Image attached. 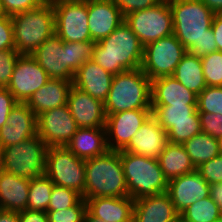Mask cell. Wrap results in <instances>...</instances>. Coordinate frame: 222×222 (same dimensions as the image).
Masks as SVG:
<instances>
[{"label":"cell","instance_id":"obj_28","mask_svg":"<svg viewBox=\"0 0 222 222\" xmlns=\"http://www.w3.org/2000/svg\"><path fill=\"white\" fill-rule=\"evenodd\" d=\"M66 147L83 160L103 155L109 150L106 128H78Z\"/></svg>","mask_w":222,"mask_h":222},{"label":"cell","instance_id":"obj_37","mask_svg":"<svg viewBox=\"0 0 222 222\" xmlns=\"http://www.w3.org/2000/svg\"><path fill=\"white\" fill-rule=\"evenodd\" d=\"M48 222H87L86 200L81 198L74 206L55 211H47Z\"/></svg>","mask_w":222,"mask_h":222},{"label":"cell","instance_id":"obj_15","mask_svg":"<svg viewBox=\"0 0 222 222\" xmlns=\"http://www.w3.org/2000/svg\"><path fill=\"white\" fill-rule=\"evenodd\" d=\"M151 115L152 110L139 109L107 115L105 128L108 149L112 151L124 150Z\"/></svg>","mask_w":222,"mask_h":222},{"label":"cell","instance_id":"obj_36","mask_svg":"<svg viewBox=\"0 0 222 222\" xmlns=\"http://www.w3.org/2000/svg\"><path fill=\"white\" fill-rule=\"evenodd\" d=\"M198 113L222 115V86H207L197 99Z\"/></svg>","mask_w":222,"mask_h":222},{"label":"cell","instance_id":"obj_13","mask_svg":"<svg viewBox=\"0 0 222 222\" xmlns=\"http://www.w3.org/2000/svg\"><path fill=\"white\" fill-rule=\"evenodd\" d=\"M77 129L68 105L44 111L37 116V134L48 147L66 146Z\"/></svg>","mask_w":222,"mask_h":222},{"label":"cell","instance_id":"obj_40","mask_svg":"<svg viewBox=\"0 0 222 222\" xmlns=\"http://www.w3.org/2000/svg\"><path fill=\"white\" fill-rule=\"evenodd\" d=\"M196 170L209 185L222 183V155L201 164Z\"/></svg>","mask_w":222,"mask_h":222},{"label":"cell","instance_id":"obj_55","mask_svg":"<svg viewBox=\"0 0 222 222\" xmlns=\"http://www.w3.org/2000/svg\"><path fill=\"white\" fill-rule=\"evenodd\" d=\"M65 1H78V0H55V3L65 2Z\"/></svg>","mask_w":222,"mask_h":222},{"label":"cell","instance_id":"obj_12","mask_svg":"<svg viewBox=\"0 0 222 222\" xmlns=\"http://www.w3.org/2000/svg\"><path fill=\"white\" fill-rule=\"evenodd\" d=\"M55 33L66 42L91 41L88 0L65 1L53 5Z\"/></svg>","mask_w":222,"mask_h":222},{"label":"cell","instance_id":"obj_39","mask_svg":"<svg viewBox=\"0 0 222 222\" xmlns=\"http://www.w3.org/2000/svg\"><path fill=\"white\" fill-rule=\"evenodd\" d=\"M19 54L16 50L0 51V87L9 85Z\"/></svg>","mask_w":222,"mask_h":222},{"label":"cell","instance_id":"obj_53","mask_svg":"<svg viewBox=\"0 0 222 222\" xmlns=\"http://www.w3.org/2000/svg\"><path fill=\"white\" fill-rule=\"evenodd\" d=\"M217 141H218V146H219L220 155H222V136L219 137V138L217 139Z\"/></svg>","mask_w":222,"mask_h":222},{"label":"cell","instance_id":"obj_51","mask_svg":"<svg viewBox=\"0 0 222 222\" xmlns=\"http://www.w3.org/2000/svg\"><path fill=\"white\" fill-rule=\"evenodd\" d=\"M42 5H54L55 0H38Z\"/></svg>","mask_w":222,"mask_h":222},{"label":"cell","instance_id":"obj_2","mask_svg":"<svg viewBox=\"0 0 222 222\" xmlns=\"http://www.w3.org/2000/svg\"><path fill=\"white\" fill-rule=\"evenodd\" d=\"M144 46L124 21L108 37L96 42L92 60L113 75L141 68Z\"/></svg>","mask_w":222,"mask_h":222},{"label":"cell","instance_id":"obj_54","mask_svg":"<svg viewBox=\"0 0 222 222\" xmlns=\"http://www.w3.org/2000/svg\"><path fill=\"white\" fill-rule=\"evenodd\" d=\"M5 16V13L2 9V6H1V2H0V18L4 17Z\"/></svg>","mask_w":222,"mask_h":222},{"label":"cell","instance_id":"obj_14","mask_svg":"<svg viewBox=\"0 0 222 222\" xmlns=\"http://www.w3.org/2000/svg\"><path fill=\"white\" fill-rule=\"evenodd\" d=\"M50 80L46 71L31 56L21 54L15 64L7 89L17 102L26 103L34 92Z\"/></svg>","mask_w":222,"mask_h":222},{"label":"cell","instance_id":"obj_49","mask_svg":"<svg viewBox=\"0 0 222 222\" xmlns=\"http://www.w3.org/2000/svg\"><path fill=\"white\" fill-rule=\"evenodd\" d=\"M202 1L212 12L222 13V0H200Z\"/></svg>","mask_w":222,"mask_h":222},{"label":"cell","instance_id":"obj_4","mask_svg":"<svg viewBox=\"0 0 222 222\" xmlns=\"http://www.w3.org/2000/svg\"><path fill=\"white\" fill-rule=\"evenodd\" d=\"M106 116L133 109H151V80L141 68L114 75L107 99Z\"/></svg>","mask_w":222,"mask_h":222},{"label":"cell","instance_id":"obj_20","mask_svg":"<svg viewBox=\"0 0 222 222\" xmlns=\"http://www.w3.org/2000/svg\"><path fill=\"white\" fill-rule=\"evenodd\" d=\"M87 222H133L134 200L129 197L86 199Z\"/></svg>","mask_w":222,"mask_h":222},{"label":"cell","instance_id":"obj_5","mask_svg":"<svg viewBox=\"0 0 222 222\" xmlns=\"http://www.w3.org/2000/svg\"><path fill=\"white\" fill-rule=\"evenodd\" d=\"M127 184L128 196L136 200L167 192L168 180L157 159L118 151Z\"/></svg>","mask_w":222,"mask_h":222},{"label":"cell","instance_id":"obj_32","mask_svg":"<svg viewBox=\"0 0 222 222\" xmlns=\"http://www.w3.org/2000/svg\"><path fill=\"white\" fill-rule=\"evenodd\" d=\"M53 186V182L45 174L31 179L27 209L47 212Z\"/></svg>","mask_w":222,"mask_h":222},{"label":"cell","instance_id":"obj_38","mask_svg":"<svg viewBox=\"0 0 222 222\" xmlns=\"http://www.w3.org/2000/svg\"><path fill=\"white\" fill-rule=\"evenodd\" d=\"M82 196L75 190L54 185L47 211L67 209L74 206Z\"/></svg>","mask_w":222,"mask_h":222},{"label":"cell","instance_id":"obj_22","mask_svg":"<svg viewBox=\"0 0 222 222\" xmlns=\"http://www.w3.org/2000/svg\"><path fill=\"white\" fill-rule=\"evenodd\" d=\"M168 143L167 132L151 115L123 151L158 159Z\"/></svg>","mask_w":222,"mask_h":222},{"label":"cell","instance_id":"obj_8","mask_svg":"<svg viewBox=\"0 0 222 222\" xmlns=\"http://www.w3.org/2000/svg\"><path fill=\"white\" fill-rule=\"evenodd\" d=\"M44 174L54 185L73 189L85 199V160L66 146L48 147Z\"/></svg>","mask_w":222,"mask_h":222},{"label":"cell","instance_id":"obj_42","mask_svg":"<svg viewBox=\"0 0 222 222\" xmlns=\"http://www.w3.org/2000/svg\"><path fill=\"white\" fill-rule=\"evenodd\" d=\"M0 2L7 16L29 11L42 5L38 0H0Z\"/></svg>","mask_w":222,"mask_h":222},{"label":"cell","instance_id":"obj_17","mask_svg":"<svg viewBox=\"0 0 222 222\" xmlns=\"http://www.w3.org/2000/svg\"><path fill=\"white\" fill-rule=\"evenodd\" d=\"M31 56L46 71L50 79H63L73 82L74 77L68 72L66 41L54 33Z\"/></svg>","mask_w":222,"mask_h":222},{"label":"cell","instance_id":"obj_9","mask_svg":"<svg viewBox=\"0 0 222 222\" xmlns=\"http://www.w3.org/2000/svg\"><path fill=\"white\" fill-rule=\"evenodd\" d=\"M152 116L167 132L169 143L183 144L202 132L197 105L151 106Z\"/></svg>","mask_w":222,"mask_h":222},{"label":"cell","instance_id":"obj_11","mask_svg":"<svg viewBox=\"0 0 222 222\" xmlns=\"http://www.w3.org/2000/svg\"><path fill=\"white\" fill-rule=\"evenodd\" d=\"M187 52L174 34L160 38L144 46L141 69L150 80L173 76Z\"/></svg>","mask_w":222,"mask_h":222},{"label":"cell","instance_id":"obj_35","mask_svg":"<svg viewBox=\"0 0 222 222\" xmlns=\"http://www.w3.org/2000/svg\"><path fill=\"white\" fill-rule=\"evenodd\" d=\"M207 86H222V52L215 51L201 57Z\"/></svg>","mask_w":222,"mask_h":222},{"label":"cell","instance_id":"obj_31","mask_svg":"<svg viewBox=\"0 0 222 222\" xmlns=\"http://www.w3.org/2000/svg\"><path fill=\"white\" fill-rule=\"evenodd\" d=\"M182 145L195 168L220 155L217 139L203 132L193 136Z\"/></svg>","mask_w":222,"mask_h":222},{"label":"cell","instance_id":"obj_26","mask_svg":"<svg viewBox=\"0 0 222 222\" xmlns=\"http://www.w3.org/2000/svg\"><path fill=\"white\" fill-rule=\"evenodd\" d=\"M73 82L63 79H50L34 92L26 104L38 116L44 111L67 105Z\"/></svg>","mask_w":222,"mask_h":222},{"label":"cell","instance_id":"obj_7","mask_svg":"<svg viewBox=\"0 0 222 222\" xmlns=\"http://www.w3.org/2000/svg\"><path fill=\"white\" fill-rule=\"evenodd\" d=\"M48 146L38 134L18 144L2 148L1 169L16 176L33 179L44 175Z\"/></svg>","mask_w":222,"mask_h":222},{"label":"cell","instance_id":"obj_18","mask_svg":"<svg viewBox=\"0 0 222 222\" xmlns=\"http://www.w3.org/2000/svg\"><path fill=\"white\" fill-rule=\"evenodd\" d=\"M67 105L78 128H105L104 103L72 85Z\"/></svg>","mask_w":222,"mask_h":222},{"label":"cell","instance_id":"obj_1","mask_svg":"<svg viewBox=\"0 0 222 222\" xmlns=\"http://www.w3.org/2000/svg\"><path fill=\"white\" fill-rule=\"evenodd\" d=\"M173 34L188 52L199 57L217 51L211 28L215 13L200 0H169Z\"/></svg>","mask_w":222,"mask_h":222},{"label":"cell","instance_id":"obj_41","mask_svg":"<svg viewBox=\"0 0 222 222\" xmlns=\"http://www.w3.org/2000/svg\"><path fill=\"white\" fill-rule=\"evenodd\" d=\"M201 130L218 139L222 136V115L211 113H199Z\"/></svg>","mask_w":222,"mask_h":222},{"label":"cell","instance_id":"obj_16","mask_svg":"<svg viewBox=\"0 0 222 222\" xmlns=\"http://www.w3.org/2000/svg\"><path fill=\"white\" fill-rule=\"evenodd\" d=\"M167 193L180 215L197 200L210 196V185L197 170L168 181Z\"/></svg>","mask_w":222,"mask_h":222},{"label":"cell","instance_id":"obj_50","mask_svg":"<svg viewBox=\"0 0 222 222\" xmlns=\"http://www.w3.org/2000/svg\"><path fill=\"white\" fill-rule=\"evenodd\" d=\"M0 222H20L18 212L3 210L0 214Z\"/></svg>","mask_w":222,"mask_h":222},{"label":"cell","instance_id":"obj_52","mask_svg":"<svg viewBox=\"0 0 222 222\" xmlns=\"http://www.w3.org/2000/svg\"><path fill=\"white\" fill-rule=\"evenodd\" d=\"M171 222H188L186 221L181 215H178L173 221Z\"/></svg>","mask_w":222,"mask_h":222},{"label":"cell","instance_id":"obj_27","mask_svg":"<svg viewBox=\"0 0 222 222\" xmlns=\"http://www.w3.org/2000/svg\"><path fill=\"white\" fill-rule=\"evenodd\" d=\"M30 181L0 169V205L3 210L21 212L27 209Z\"/></svg>","mask_w":222,"mask_h":222},{"label":"cell","instance_id":"obj_47","mask_svg":"<svg viewBox=\"0 0 222 222\" xmlns=\"http://www.w3.org/2000/svg\"><path fill=\"white\" fill-rule=\"evenodd\" d=\"M211 28L217 44V51L222 52V13H216Z\"/></svg>","mask_w":222,"mask_h":222},{"label":"cell","instance_id":"obj_6","mask_svg":"<svg viewBox=\"0 0 222 222\" xmlns=\"http://www.w3.org/2000/svg\"><path fill=\"white\" fill-rule=\"evenodd\" d=\"M15 50L31 55L55 33V12L52 5H40L11 16Z\"/></svg>","mask_w":222,"mask_h":222},{"label":"cell","instance_id":"obj_34","mask_svg":"<svg viewBox=\"0 0 222 222\" xmlns=\"http://www.w3.org/2000/svg\"><path fill=\"white\" fill-rule=\"evenodd\" d=\"M96 42H66L68 72L74 77L77 70L88 60H92Z\"/></svg>","mask_w":222,"mask_h":222},{"label":"cell","instance_id":"obj_24","mask_svg":"<svg viewBox=\"0 0 222 222\" xmlns=\"http://www.w3.org/2000/svg\"><path fill=\"white\" fill-rule=\"evenodd\" d=\"M198 95L173 76L151 80V106L197 105Z\"/></svg>","mask_w":222,"mask_h":222},{"label":"cell","instance_id":"obj_29","mask_svg":"<svg viewBox=\"0 0 222 222\" xmlns=\"http://www.w3.org/2000/svg\"><path fill=\"white\" fill-rule=\"evenodd\" d=\"M157 160L168 181L196 170L182 144L168 143Z\"/></svg>","mask_w":222,"mask_h":222},{"label":"cell","instance_id":"obj_56","mask_svg":"<svg viewBox=\"0 0 222 222\" xmlns=\"http://www.w3.org/2000/svg\"><path fill=\"white\" fill-rule=\"evenodd\" d=\"M214 222H222V216L218 218L217 220H215Z\"/></svg>","mask_w":222,"mask_h":222},{"label":"cell","instance_id":"obj_10","mask_svg":"<svg viewBox=\"0 0 222 222\" xmlns=\"http://www.w3.org/2000/svg\"><path fill=\"white\" fill-rule=\"evenodd\" d=\"M125 22L131 27L143 46L173 35L169 0H162L153 7L131 12L125 16Z\"/></svg>","mask_w":222,"mask_h":222},{"label":"cell","instance_id":"obj_57","mask_svg":"<svg viewBox=\"0 0 222 222\" xmlns=\"http://www.w3.org/2000/svg\"><path fill=\"white\" fill-rule=\"evenodd\" d=\"M2 211H3V208H2V206L0 205V214L2 213Z\"/></svg>","mask_w":222,"mask_h":222},{"label":"cell","instance_id":"obj_43","mask_svg":"<svg viewBox=\"0 0 222 222\" xmlns=\"http://www.w3.org/2000/svg\"><path fill=\"white\" fill-rule=\"evenodd\" d=\"M15 50L14 33L11 16L0 18V51Z\"/></svg>","mask_w":222,"mask_h":222},{"label":"cell","instance_id":"obj_23","mask_svg":"<svg viewBox=\"0 0 222 222\" xmlns=\"http://www.w3.org/2000/svg\"><path fill=\"white\" fill-rule=\"evenodd\" d=\"M114 75L93 60L86 61L75 73L73 86L91 97L105 102Z\"/></svg>","mask_w":222,"mask_h":222},{"label":"cell","instance_id":"obj_19","mask_svg":"<svg viewBox=\"0 0 222 222\" xmlns=\"http://www.w3.org/2000/svg\"><path fill=\"white\" fill-rule=\"evenodd\" d=\"M37 134V116L26 103L18 102L0 129V150Z\"/></svg>","mask_w":222,"mask_h":222},{"label":"cell","instance_id":"obj_33","mask_svg":"<svg viewBox=\"0 0 222 222\" xmlns=\"http://www.w3.org/2000/svg\"><path fill=\"white\" fill-rule=\"evenodd\" d=\"M180 215L188 222H214L222 216L219 205L210 196L197 200Z\"/></svg>","mask_w":222,"mask_h":222},{"label":"cell","instance_id":"obj_45","mask_svg":"<svg viewBox=\"0 0 222 222\" xmlns=\"http://www.w3.org/2000/svg\"><path fill=\"white\" fill-rule=\"evenodd\" d=\"M17 103L14 95L6 87H0V129Z\"/></svg>","mask_w":222,"mask_h":222},{"label":"cell","instance_id":"obj_44","mask_svg":"<svg viewBox=\"0 0 222 222\" xmlns=\"http://www.w3.org/2000/svg\"><path fill=\"white\" fill-rule=\"evenodd\" d=\"M161 1L162 0H113L124 17L131 12L153 7Z\"/></svg>","mask_w":222,"mask_h":222},{"label":"cell","instance_id":"obj_3","mask_svg":"<svg viewBox=\"0 0 222 222\" xmlns=\"http://www.w3.org/2000/svg\"><path fill=\"white\" fill-rule=\"evenodd\" d=\"M85 200L95 197L128 196L120 153L105 154L85 160Z\"/></svg>","mask_w":222,"mask_h":222},{"label":"cell","instance_id":"obj_48","mask_svg":"<svg viewBox=\"0 0 222 222\" xmlns=\"http://www.w3.org/2000/svg\"><path fill=\"white\" fill-rule=\"evenodd\" d=\"M210 197L219 205L222 215V183L210 184Z\"/></svg>","mask_w":222,"mask_h":222},{"label":"cell","instance_id":"obj_46","mask_svg":"<svg viewBox=\"0 0 222 222\" xmlns=\"http://www.w3.org/2000/svg\"><path fill=\"white\" fill-rule=\"evenodd\" d=\"M20 222H48L47 213L25 209L18 212Z\"/></svg>","mask_w":222,"mask_h":222},{"label":"cell","instance_id":"obj_21","mask_svg":"<svg viewBox=\"0 0 222 222\" xmlns=\"http://www.w3.org/2000/svg\"><path fill=\"white\" fill-rule=\"evenodd\" d=\"M88 18L91 40L95 42L108 37L125 21L113 0H88Z\"/></svg>","mask_w":222,"mask_h":222},{"label":"cell","instance_id":"obj_25","mask_svg":"<svg viewBox=\"0 0 222 222\" xmlns=\"http://www.w3.org/2000/svg\"><path fill=\"white\" fill-rule=\"evenodd\" d=\"M178 215L167 192L134 200L133 222H171Z\"/></svg>","mask_w":222,"mask_h":222},{"label":"cell","instance_id":"obj_30","mask_svg":"<svg viewBox=\"0 0 222 222\" xmlns=\"http://www.w3.org/2000/svg\"><path fill=\"white\" fill-rule=\"evenodd\" d=\"M173 77L188 90L199 95L206 87L201 57L187 52L176 67Z\"/></svg>","mask_w":222,"mask_h":222}]
</instances>
